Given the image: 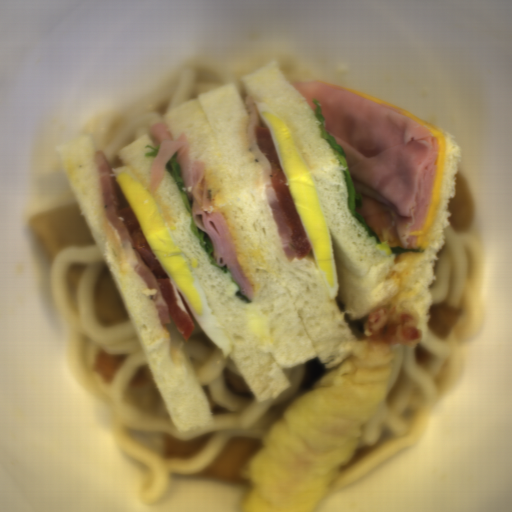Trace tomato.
Listing matches in <instances>:
<instances>
[{"instance_id": "512abeb7", "label": "tomato", "mask_w": 512, "mask_h": 512, "mask_svg": "<svg viewBox=\"0 0 512 512\" xmlns=\"http://www.w3.org/2000/svg\"><path fill=\"white\" fill-rule=\"evenodd\" d=\"M116 198V215L129 232L134 250L152 272L166 303L169 317L186 343L195 330L194 316L177 285L154 254L141 223L128 202L114 172L109 168Z\"/></svg>"}, {"instance_id": "da07e99c", "label": "tomato", "mask_w": 512, "mask_h": 512, "mask_svg": "<svg viewBox=\"0 0 512 512\" xmlns=\"http://www.w3.org/2000/svg\"><path fill=\"white\" fill-rule=\"evenodd\" d=\"M254 137L256 145L271 166L270 181L271 186L275 190L277 199L281 205L285 223L291 228L292 243L296 251V259H305L313 249L312 244L307 236L305 225L297 210L296 204L291 196L290 188L287 185L286 176L281 168L276 147L267 125L257 124L254 126Z\"/></svg>"}, {"instance_id": "590e3db6", "label": "tomato", "mask_w": 512, "mask_h": 512, "mask_svg": "<svg viewBox=\"0 0 512 512\" xmlns=\"http://www.w3.org/2000/svg\"><path fill=\"white\" fill-rule=\"evenodd\" d=\"M361 196V206H355L364 219L366 225L376 234L379 241H387L389 248L405 247L400 242L397 233V224L389 207L367 195Z\"/></svg>"}]
</instances>
